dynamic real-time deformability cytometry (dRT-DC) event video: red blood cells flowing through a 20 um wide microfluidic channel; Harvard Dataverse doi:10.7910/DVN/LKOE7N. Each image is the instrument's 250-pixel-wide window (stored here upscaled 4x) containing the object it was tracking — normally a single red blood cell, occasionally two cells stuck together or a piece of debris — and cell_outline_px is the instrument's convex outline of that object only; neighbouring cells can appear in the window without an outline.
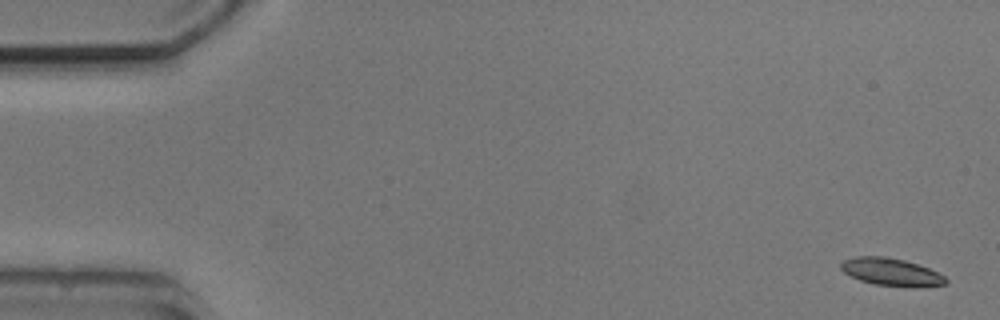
{"species": "common noctule bat (a hibernating species)", "species_latin": "Nyctalus noctula", "temperature_condition": "cold", "stored_images_in_passage": 6, "camera_frame_rate_fps": 3000, "um_per_image_px": 0.085, "animal": {"sex": "male", "body_mass_g": 20.5, "forearm_length_mm": 52.5}, "frame": {"image": 1, "passage_image": 1, "time_ms": 0.0, "image_size_px": [1000, 320], "cell_outline_px": [[948, 280], [944, 284], [916, 288], [912, 288], [876, 284], [860, 280], [844, 272], [840, 268], [840, 264], [844, 260], [856, 256], [884, 256], [904, 260], [928, 268], [944, 276]], "centroid_in_image_um": [75.75, 23.12], "position_along_channel_um": 9.2, "area_um2": 16.76}}
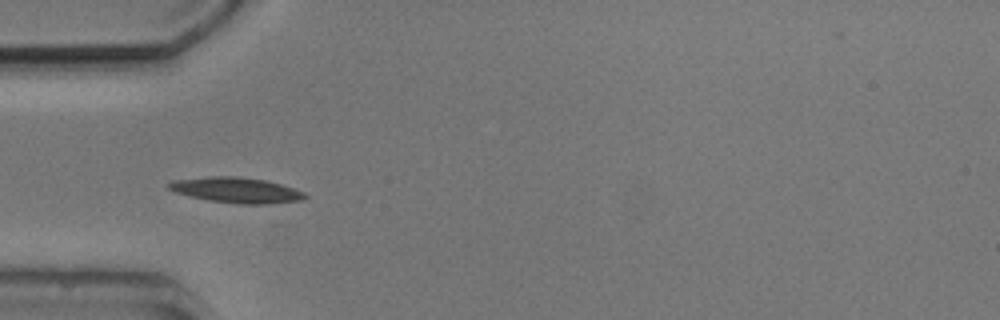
{"frame": {"image": 2, "passage_image": 4, "time_ms": 5.0, "image_size_px": [1000, 320], "cell_outline_px": [[308, 196], [300, 200], [272, 204], [240, 204], [208, 200], [188, 196], [176, 192], [168, 188], [168, 180], [208, 176], [236, 176], [264, 180], [280, 184], [304, 192]], "centroid_in_image_um": [20.04, 16.16], "position_along_channel_um": 65.0, "area_um2": 20.29}}